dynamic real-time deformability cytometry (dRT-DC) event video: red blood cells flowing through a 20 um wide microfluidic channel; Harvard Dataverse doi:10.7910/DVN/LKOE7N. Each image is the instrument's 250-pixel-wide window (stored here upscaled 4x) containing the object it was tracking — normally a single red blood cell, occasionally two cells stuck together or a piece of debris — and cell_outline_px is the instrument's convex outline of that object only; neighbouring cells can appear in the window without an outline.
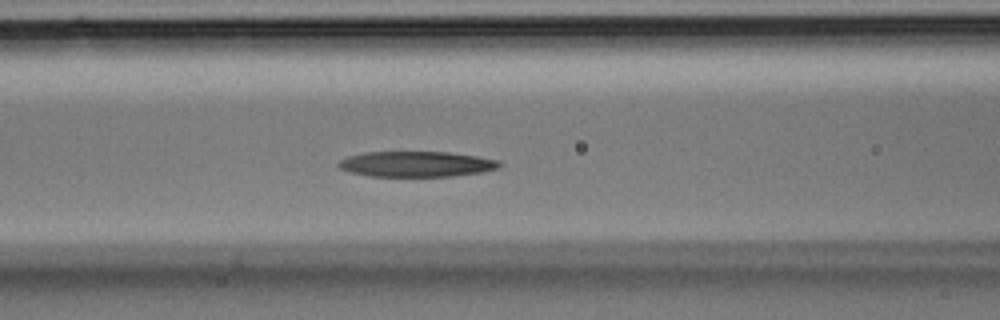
{"species": "Egyptian fruit bat (a non-hibernating species)", "species_latin": "Rousettus aegyptiacus", "temperature_condition": "room temperature", "stored_images_in_passage": 31, "camera_frame_rate_fps": 3000, "um_per_image_px": 0.085, "animal": {"sex": "male"}, "frame": {"image": 1, "passage_image": 9, "time_ms": 2.667, "image_size_px": [1000, 320], "cell_outline_px": [[504, 164], [500, 168], [484, 172], [452, 176], [372, 176], [352, 172], [340, 168], [336, 164], [340, 160], [348, 156], [364, 152], [448, 152], [476, 156], [500, 160]], "centroid_in_image_um": [35.46, 13.94], "position_along_channel_um": 131.1, "area_um2": 23.99}}
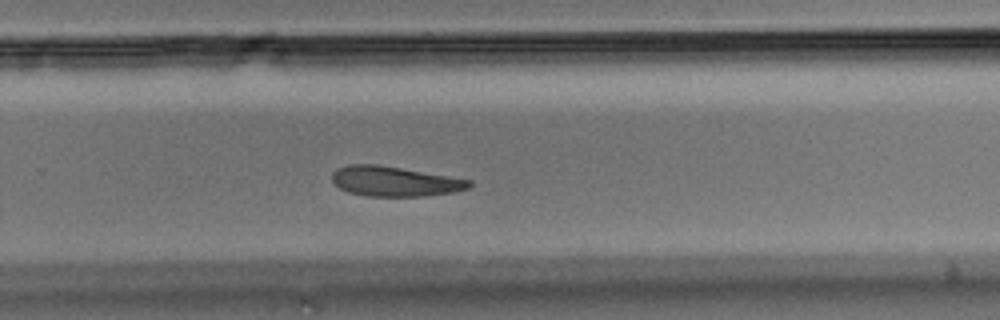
{"frame": {"image": 2, "passage_image": 18, "time_ms": 5.667, "image_size_px": [1000, 320], "cell_outline_px": [[472, 184], [468, 188], [452, 192], [424, 196], [364, 196], [348, 192], [340, 188], [332, 180], [332, 172], [336, 168], [348, 164], [376, 164], [472, 180]], "centroid_in_image_um": [33.5, 15.41], "position_along_channel_um": 296.3, "area_um2": 23.81}}
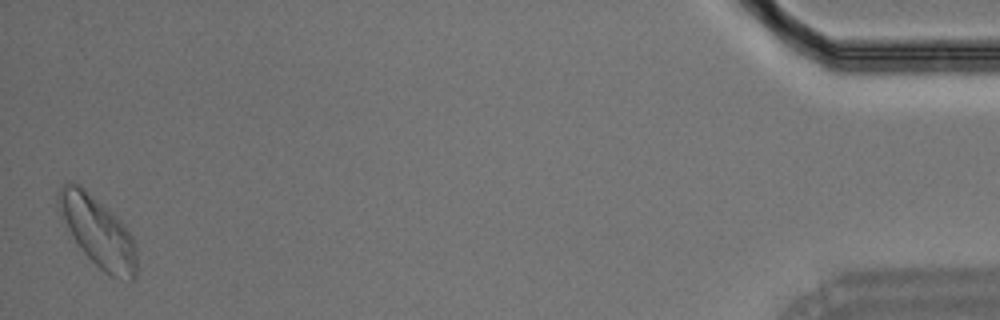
{"frame": {"image": 3, "passage_image": 30, "time_ms": 9.667, "image_size_px": [1000, 320], "cell_outline_px": [[136, 276], [132, 280], [108, 276], [84, 252], [72, 236], [56, 204], [56, 192], [68, 180], [72, 180], [80, 184], [116, 216], [124, 224], [132, 236], [136, 248]], "centroid_in_image_um": [8.3, 19.65], "position_along_channel_um": 426.9, "area_um2": 31.73}}